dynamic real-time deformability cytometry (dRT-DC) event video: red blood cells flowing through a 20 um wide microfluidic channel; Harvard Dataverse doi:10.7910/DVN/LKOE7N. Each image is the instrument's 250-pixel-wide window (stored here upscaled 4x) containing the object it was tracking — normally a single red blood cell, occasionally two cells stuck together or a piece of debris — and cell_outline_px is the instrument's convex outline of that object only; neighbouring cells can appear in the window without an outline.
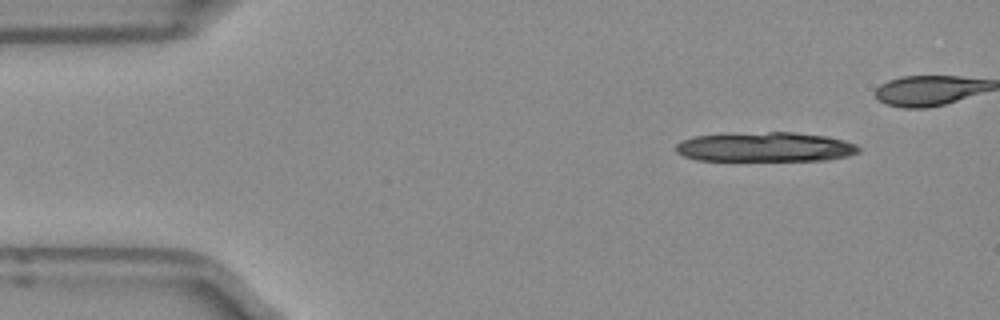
{"species": "Egyptian fruit bat (a non-hibernating species)", "species_latin": "Rousettus aegyptiacus", "temperature_condition": "room temperature", "stored_images_in_passage": 9, "camera_frame_rate_fps": 3000, "um_per_image_px": 0.085, "frame": {"image": 1, "passage_image": 1, "time_ms": 0.0, "image_size_px": [1000, 320], "cell_outline_px": [[860, 152], [848, 156], [828, 160], [696, 160], [684, 156], [676, 152], [676, 144], [680, 140], [696, 136], [720, 132], [796, 132], [824, 136], [844, 140], [856, 144], [860, 148]], "centroid_in_image_um": [65.01, 12.47], "position_along_channel_um": 20.0, "area_um2": 32.02}}